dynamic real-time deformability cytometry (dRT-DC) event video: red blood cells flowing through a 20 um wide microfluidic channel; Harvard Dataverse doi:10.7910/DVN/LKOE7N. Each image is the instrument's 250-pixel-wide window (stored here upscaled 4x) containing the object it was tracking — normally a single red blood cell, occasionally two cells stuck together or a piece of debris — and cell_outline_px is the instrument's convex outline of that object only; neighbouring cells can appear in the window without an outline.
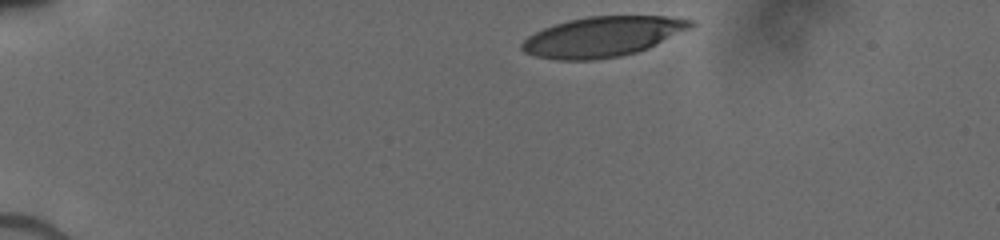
{"species": "human", "species_latin": "Homo sapiens", "temperature_condition": "cold", "stored_images_in_passage": 11, "camera_frame_rate_fps": 3000, "um_per_image_px": 0.085, "donor": {"sex": "male"}, "frame": {"image": 1, "passage_image": 1, "time_ms": 0.0, "image_size_px": [1000, 240], "cell_outline_px": [[696, 24], [692, 28], [648, 48], [636, 52], [620, 56], [596, 60], [556, 60], [536, 56], [524, 52], [520, 48], [520, 44], [528, 36], [544, 28], [568, 20], [588, 16], [664, 16], [696, 20]], "centroid_in_image_um": [51.25, 3.12], "position_along_channel_um": 33.8, "area_um2": 39.59}}
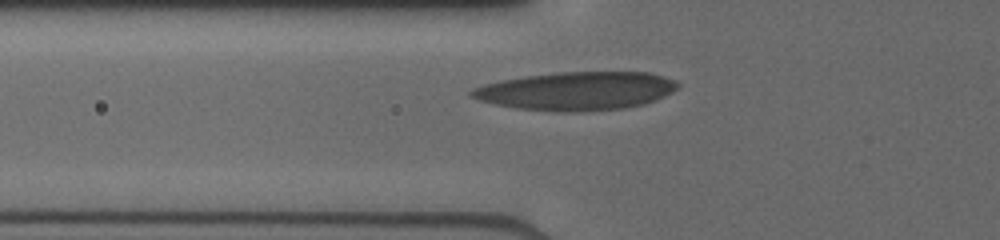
{"frame": {"image": 2, "passage_image": 10, "time_ms": 3.0, "image_size_px": [1000, 240], "cell_outline_px": [[680, 84], [672, 92], [664, 96], [644, 104], [624, 108], [580, 112], [560, 112], [516, 108], [496, 104], [480, 100], [468, 96], [468, 92], [472, 88], [484, 84], [500, 80], [524, 76], [556, 72], [648, 72], [664, 76], [676, 80]], "centroid_in_image_um": [48.98, 7.73], "position_along_channel_um": 76.8, "area_um2": 46.3}}